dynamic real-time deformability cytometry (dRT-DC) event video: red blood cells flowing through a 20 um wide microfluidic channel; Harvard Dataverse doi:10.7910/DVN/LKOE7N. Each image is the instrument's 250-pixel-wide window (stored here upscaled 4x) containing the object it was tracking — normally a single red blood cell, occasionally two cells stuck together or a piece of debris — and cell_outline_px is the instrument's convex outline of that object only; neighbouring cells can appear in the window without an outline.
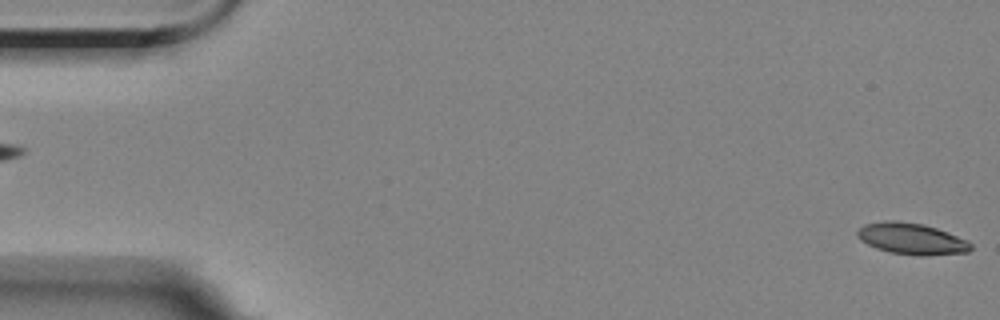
{"species": "Egyptian fruit bat (a non-hibernating species)", "species_latin": "Rousettus aegyptiacus", "temperature_condition": "room temperature", "stored_images_in_passage": 6, "segment_of_instrument_passage": [2, 2], "camera_frame_rate_fps": 3000, "um_per_image_px": 0.085, "animal": {"sex": "female"}, "frame": {"image": 1, "passage_image": 6, "time_ms": 5.667, "image_size_px": [1000, 320], "cell_outline_px": [[972, 248], [968, 252], [924, 256], [920, 256], [888, 252], [876, 248], [860, 240], [856, 236], [856, 232], [864, 224], [884, 220], [896, 220], [920, 224], [936, 228], [948, 232], [968, 240], [972, 244]], "centroid_in_image_um": [77.48, 20.3], "position_along_channel_um": 7.5, "area_um2": 20.87}}